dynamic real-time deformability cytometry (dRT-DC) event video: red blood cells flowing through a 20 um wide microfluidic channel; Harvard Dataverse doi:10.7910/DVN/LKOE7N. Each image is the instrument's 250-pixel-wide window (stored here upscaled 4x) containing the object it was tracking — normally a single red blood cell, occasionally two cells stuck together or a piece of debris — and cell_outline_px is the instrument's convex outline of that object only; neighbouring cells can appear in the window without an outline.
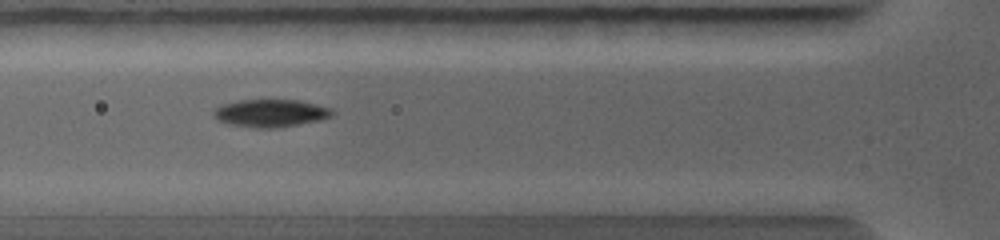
{"species": "common noctule bat (a hibernating species)", "species_latin": "Nyctalus noctula", "temperature_condition": "warm", "stored_images_in_passage": 25, "camera_frame_rate_fps": 5000, "um_per_image_px": 0.085, "animal": {"sex": "female", "body_mass_g": 19.0, "forearm_length_mm": 56.7}, "frame": {"image": 1, "passage_image": 6, "time_ms": 2.4, "image_size_px": [1000, 240], "cell_outline_px": [[336, 112], [332, 116], [320, 120], [272, 128], [256, 128], [232, 124], [220, 120], [212, 112], [212, 108], [220, 104], [240, 100], [300, 100], [332, 108]], "centroid_in_image_um": [23.02, 9.6], "position_along_channel_um": 102.8, "area_um2": 19.02}}
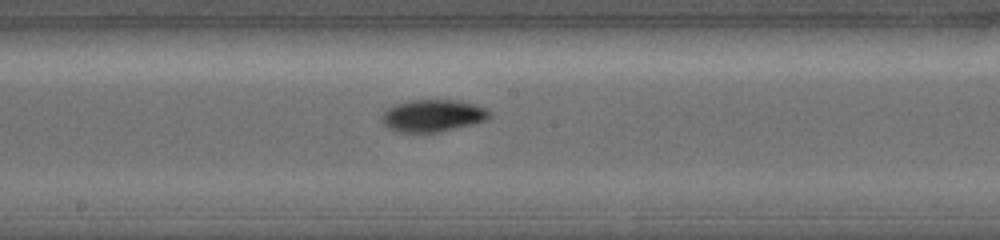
{"frame": {"image": 2, "passage_image": 12, "time_ms": 4.2, "image_size_px": [1000, 240], "cell_outline_px": [[492, 112], [484, 120], [472, 124], [440, 132], [396, 132], [388, 128], [380, 120], [380, 116], [388, 108], [396, 104], [408, 100], [460, 100], [484, 108]], "centroid_in_image_um": [36.73, 9.83], "position_along_channel_um": 211.5, "area_um2": 20.11}}
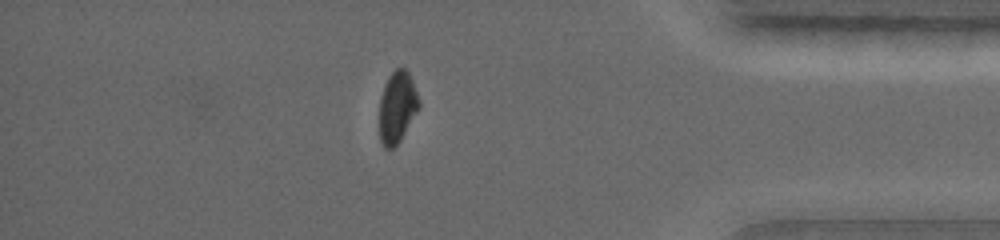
{"frame": {"image": 3, "passage_image": 20, "time_ms": 7.8, "image_size_px": [1000, 240], "cell_outline_px": [[420, 108], [400, 140], [392, 148], [384, 148], [380, 140], [380, 96], [384, 84], [388, 76], [396, 68], [404, 68], [408, 72], [412, 80], [420, 100]], "centroid_in_image_um": [33.77, 9.08], "position_along_channel_um": 401.4, "area_um2": 16.53}}